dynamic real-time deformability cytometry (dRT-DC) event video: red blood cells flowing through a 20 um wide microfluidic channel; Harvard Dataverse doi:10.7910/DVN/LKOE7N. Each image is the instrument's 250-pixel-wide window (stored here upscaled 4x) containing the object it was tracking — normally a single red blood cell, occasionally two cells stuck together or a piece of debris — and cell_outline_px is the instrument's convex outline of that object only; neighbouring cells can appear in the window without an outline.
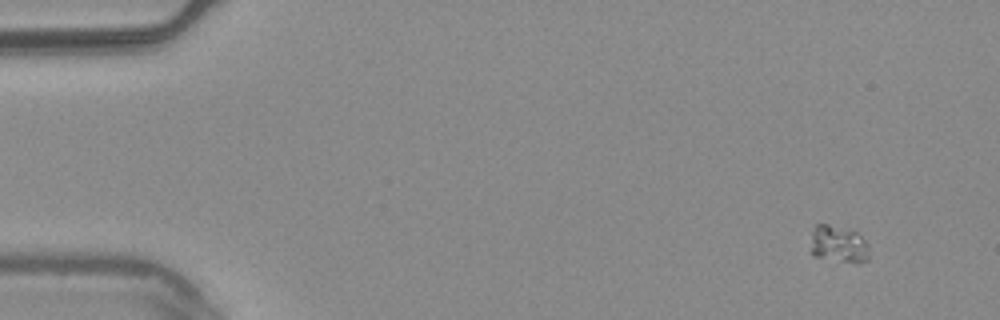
{"species": "common noctule bat (a hibernating species)", "species_latin": "Nyctalus noctula", "temperature_condition": "warm", "stored_images_in_passage": 4, "camera_frame_rate_fps": 3000, "um_per_image_px": 0.085, "animal": {"sex": "male", "body_mass_g": 20.4}, "frame": {"image": 1, "passage_image": 1, "time_ms": 0.0, "image_size_px": [1000, 320], "cell_outline_px": [[868, 260], [856, 264], [812, 256], [808, 252], [812, 232], [816, 224], [828, 224], [856, 232], [868, 244]], "centroid_in_image_um": [71.22, 20.79], "position_along_channel_um": 13.8, "area_um2": 12.95}}
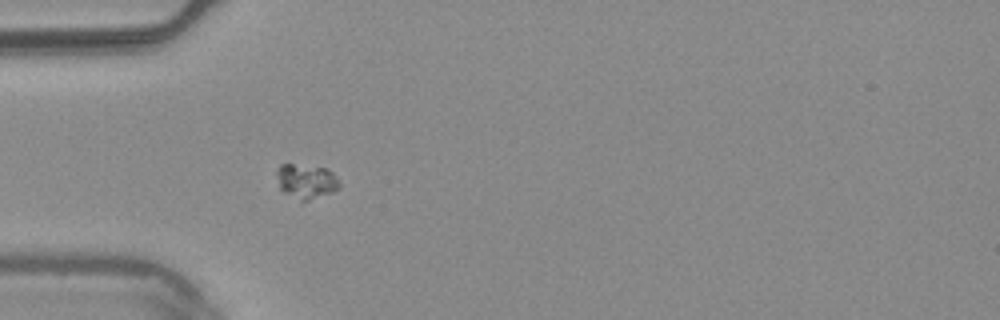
{"frame": {"image": 2, "passage_image": 4, "time_ms": 1.0, "image_size_px": [1000, 320], "cell_outline_px": [[340, 188], [332, 192], [300, 204], [284, 192], [280, 188], [276, 172], [280, 164], [292, 164], [324, 168], [332, 172], [336, 176], [340, 184]], "centroid_in_image_um": [26.02, 15.45], "position_along_channel_um": 59.0, "area_um2": 12.83}}